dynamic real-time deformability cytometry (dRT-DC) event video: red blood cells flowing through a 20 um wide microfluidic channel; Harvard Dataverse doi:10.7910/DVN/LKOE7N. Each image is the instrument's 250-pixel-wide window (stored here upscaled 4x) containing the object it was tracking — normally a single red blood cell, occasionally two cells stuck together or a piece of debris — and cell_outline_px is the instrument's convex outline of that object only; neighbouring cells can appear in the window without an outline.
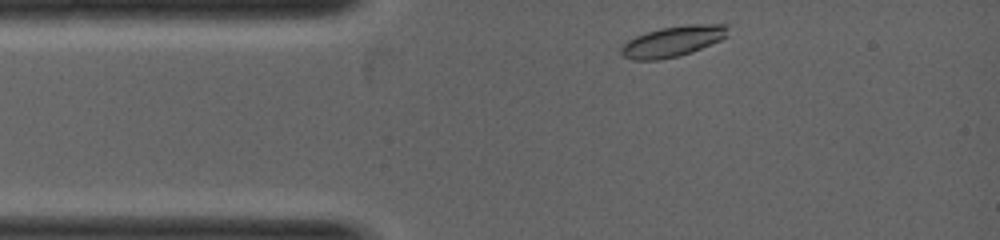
{"species": "common noctule bat (a hibernating species)", "species_latin": "Nyctalus noctula", "temperature_condition": "warm", "stored_images_in_passage": 7, "camera_frame_rate_fps": 5000, "um_per_image_px": 0.085, "animal": {"sex": "female", "body_mass_g": 19.0, "forearm_length_mm": 53.3}, "frame": {"image": 1, "passage_image": 1, "time_ms": 0.0, "image_size_px": [1000, 240], "cell_outline_px": [[728, 36], [720, 40], [692, 52], [680, 56], [660, 60], [632, 60], [624, 56], [620, 52], [620, 48], [628, 40], [636, 36], [660, 28], [688, 24], [728, 24]], "centroid_in_image_um": [57.21, 3.52], "position_along_channel_um": 27.8, "area_um2": 19.13}}
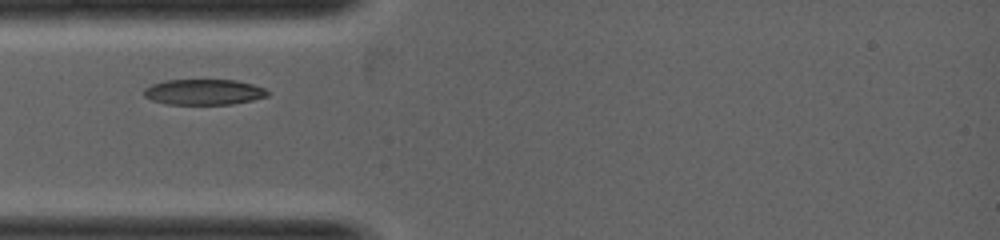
{"frame": {"image": 2, "passage_image": 4, "time_ms": 0.8, "image_size_px": [1000, 240], "cell_outline_px": [[268, 96], [252, 100], [232, 104], [164, 104], [152, 100], [144, 96], [144, 88], [152, 84], [164, 80], [236, 80], [252, 84], [264, 88], [268, 92]], "centroid_in_image_um": [17.3, 7.82], "position_along_channel_um": 67.7, "area_um2": 18.44}}
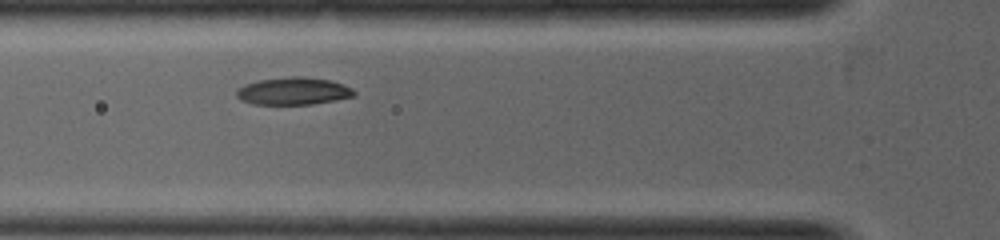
{"frame": {"image": 3, "passage_image": 6, "time_ms": 1.2, "image_size_px": [1000, 240], "cell_outline_px": [[356, 96], [336, 100], [312, 104], [252, 104], [240, 100], [236, 96], [236, 92], [244, 84], [260, 80], [292, 76], [304, 76], [328, 80], [344, 84], [352, 88], [356, 92]], "centroid_in_image_um": [24.96, 7.74], "position_along_channel_um": 100.8, "area_um2": 18.84}}